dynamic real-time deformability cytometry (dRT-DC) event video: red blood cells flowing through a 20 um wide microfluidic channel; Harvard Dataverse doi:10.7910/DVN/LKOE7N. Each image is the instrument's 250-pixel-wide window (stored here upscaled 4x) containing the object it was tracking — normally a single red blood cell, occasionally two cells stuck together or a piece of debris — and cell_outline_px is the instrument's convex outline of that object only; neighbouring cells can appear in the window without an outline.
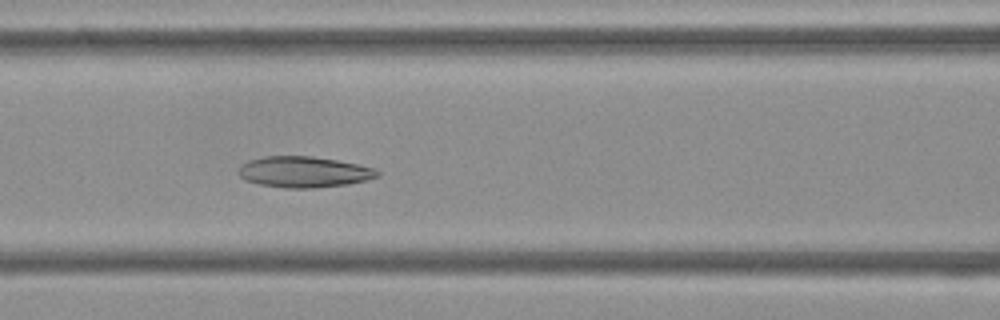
{"species": "Egyptian fruit bat (a non-hibernating species)", "species_latin": "Rousettus aegyptiacus", "temperature_condition": "cold", "stored_images_in_passage": 55, "camera_frame_rate_fps": 3000, "um_per_image_px": 0.085, "frame": {"image": 1, "passage_image": 23, "time_ms": 7.333, "image_size_px": [1000, 320], "cell_outline_px": [[380, 176], [368, 180], [348, 184], [312, 188], [284, 188], [260, 184], [244, 180], [240, 176], [240, 164], [248, 160], [264, 156], [312, 156], [336, 160], [376, 168], [380, 172]], "centroid_in_image_um": [25.85, 14.61], "position_along_channel_um": 140.8, "area_um2": 25.14}}
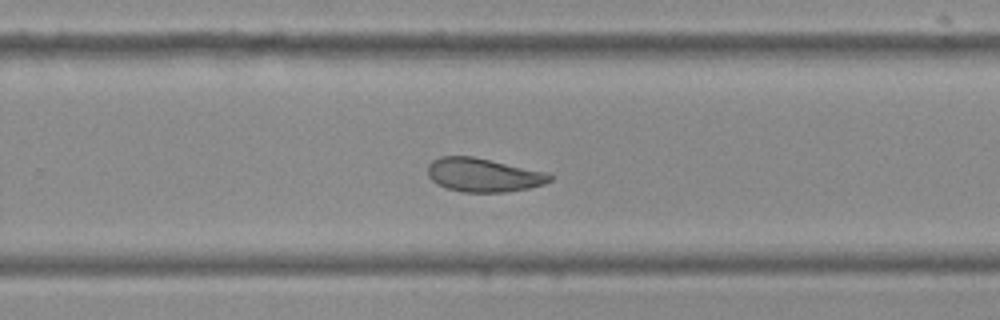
{"frame": {"image": 2, "passage_image": 35, "time_ms": 11.333, "image_size_px": [1000, 320], "cell_outline_px": [[556, 176], [552, 180], [544, 184], [528, 188], [504, 192], [464, 192], [448, 188], [436, 184], [428, 176], [428, 164], [432, 160], [440, 156], [472, 156], [544, 172]], "centroid_in_image_um": [41.07, 14.87], "position_along_channel_um": 288.7, "area_um2": 23.81}}
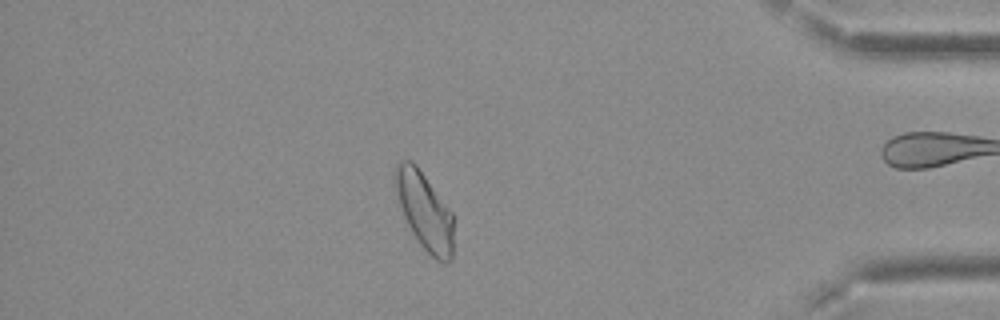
{"frame": {"image": 3, "passage_image": 47, "time_ms": 15.333, "image_size_px": [1000, 320], "cell_outline_px": [[452, 260], [448, 264], [444, 264], [436, 260], [420, 244], [412, 232], [404, 216], [392, 184], [396, 164], [400, 160], [412, 160], [416, 164], [452, 212]], "centroid_in_image_um": [36.06, 17.91], "position_along_channel_um": 399.1, "area_um2": 26.36}, "authors_computed_cell_mechanics": {"area_um2": 26.588, "velocity_mm_per_s": 3.7056, "shape_relaxation_time_tau1_ms": null, "shape_relaxation_time_tau2_ms": 3.9988, "deformation_change_tau1": null, "deformation_change_tau2": 0.1079}}